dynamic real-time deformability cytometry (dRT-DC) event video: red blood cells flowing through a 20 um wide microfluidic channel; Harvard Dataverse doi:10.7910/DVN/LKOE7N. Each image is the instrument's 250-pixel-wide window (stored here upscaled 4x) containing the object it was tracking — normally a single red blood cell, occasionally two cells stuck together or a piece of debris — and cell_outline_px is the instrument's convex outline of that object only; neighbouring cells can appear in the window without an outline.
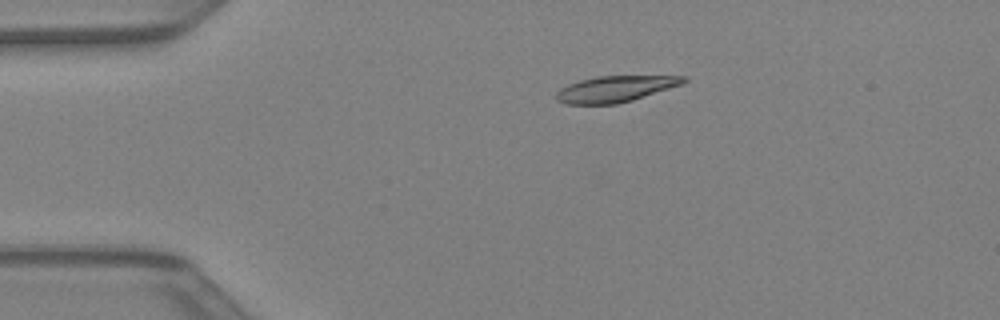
{"species": "Egyptian fruit bat (a non-hibernating species)", "species_latin": "Rousettus aegyptiacus", "temperature_condition": "warm", "stored_images_in_passage": 36, "camera_frame_rate_fps": 3000, "um_per_image_px": 0.085, "animal": {"sex": "female"}, "frame": {"image": 1, "passage_image": 2, "time_ms": 0.333, "image_size_px": [1000, 320], "cell_outline_px": [[688, 80], [680, 84], [632, 100], [616, 104], [564, 104], [556, 100], [556, 92], [560, 88], [568, 84], [580, 80], [596, 76], [688, 76]], "centroid_in_image_um": [52.24, 7.56], "position_along_channel_um": 32.8, "area_um2": 19.19}}
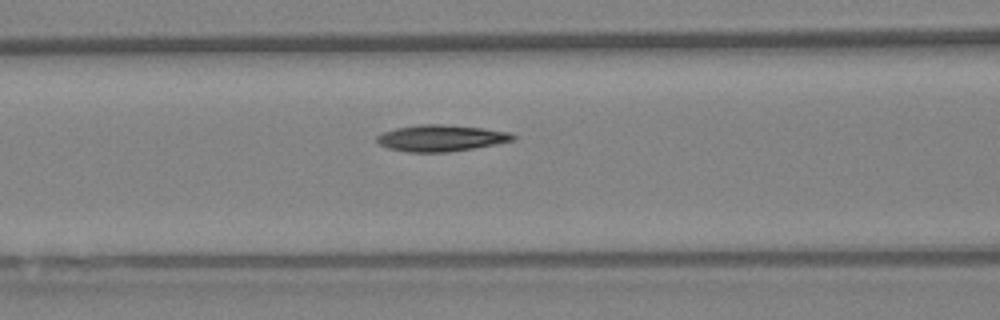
{"frame": {"image": 2, "passage_image": 11, "time_ms": 3.333, "image_size_px": [1000, 320], "cell_outline_px": [[516, 136], [512, 140], [472, 148], [448, 152], [408, 152], [388, 148], [380, 144], [376, 140], [376, 136], [384, 132], [396, 128], [420, 124], [444, 124], [484, 128], [512, 132]], "centroid_in_image_um": [37.47, 11.72], "position_along_channel_um": 129.1, "area_um2": 20.81}}
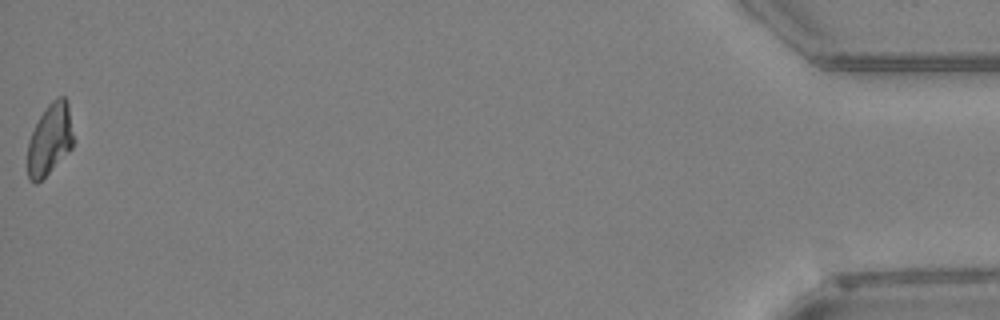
{"frame": {"image": 3, "passage_image": 36, "time_ms": 11.667, "image_size_px": [1000, 320], "cell_outline_px": [[72, 148], [36, 184], [28, 176], [28, 140], [44, 108], [56, 96], [64, 96], [68, 100], [72, 136]], "centroid_in_image_um": [4.23, 11.79], "position_along_channel_um": 431.0, "area_um2": 18.61}}